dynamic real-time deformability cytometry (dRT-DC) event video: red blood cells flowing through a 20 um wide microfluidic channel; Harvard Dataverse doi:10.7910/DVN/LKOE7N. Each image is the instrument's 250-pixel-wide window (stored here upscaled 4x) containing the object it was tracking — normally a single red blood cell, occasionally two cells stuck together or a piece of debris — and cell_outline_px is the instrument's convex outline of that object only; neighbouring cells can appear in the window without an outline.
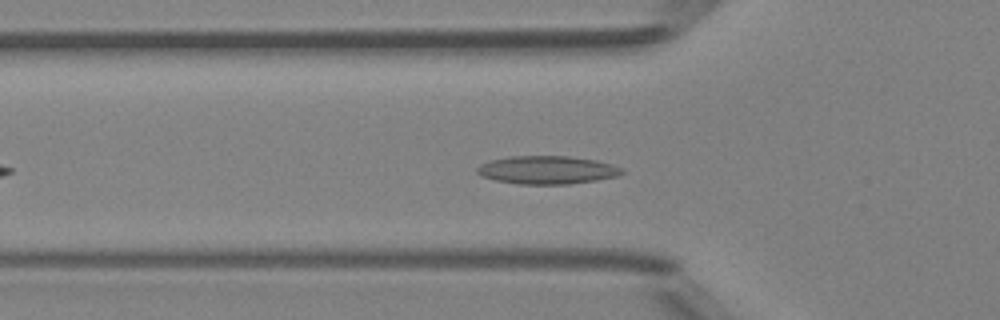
{"species": "Egyptian fruit bat (a non-hibernating species)", "species_latin": "Rousettus aegyptiacus", "temperature_condition": "room temperature", "stored_images_in_passage": 41, "camera_frame_rate_fps": 3000, "um_per_image_px": 0.085, "animal": {"sex": "female"}, "frame": {"image": 1, "passage_image": 8, "time_ms": 2.333, "image_size_px": [1000, 320], "cell_outline_px": [[624, 172], [616, 176], [596, 180], [568, 184], [516, 184], [496, 180], [484, 176], [476, 172], [476, 168], [480, 164], [492, 160], [512, 156], [568, 156], [596, 160], [612, 164], [624, 168]], "centroid_in_image_um": [46.53, 14.44], "position_along_channel_um": 79.3, "area_um2": 23.64}}
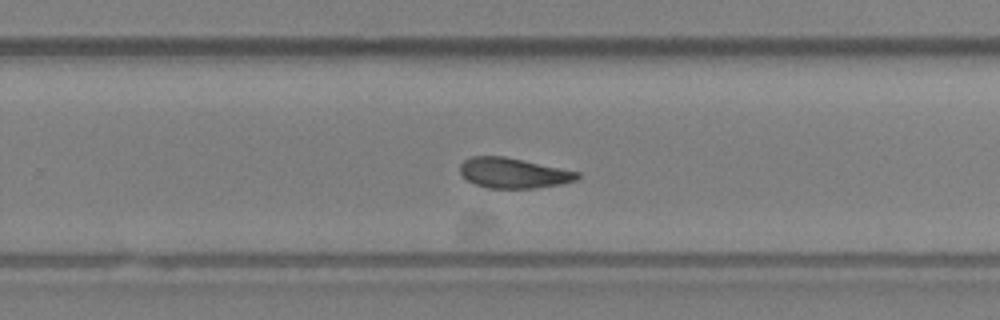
{"frame": {"image": 2, "passage_image": 23, "time_ms": 7.333, "image_size_px": [1000, 320], "cell_outline_px": [[580, 176], [576, 180], [560, 184], [536, 188], [488, 188], [476, 184], [468, 180], [460, 172], [460, 164], [464, 160], [472, 156], [504, 156], [580, 172]], "centroid_in_image_um": [43.64, 14.7], "position_along_channel_um": 286.2, "area_um2": 20.52}}
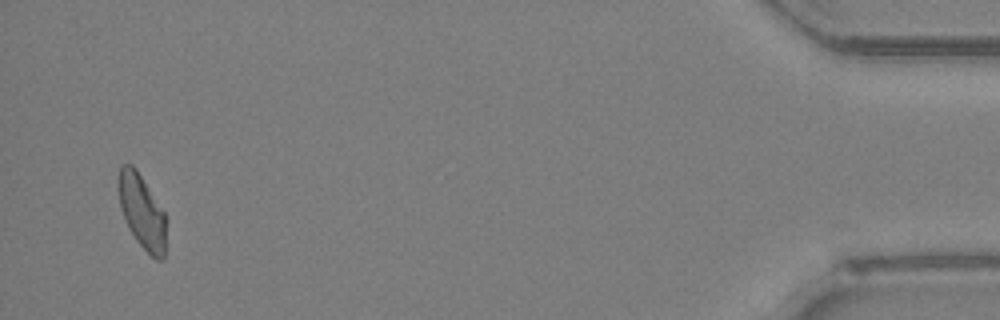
{"frame": {"image": 3, "passage_image": 39, "time_ms": 12.667, "image_size_px": [1000, 320], "cell_outline_px": [[164, 260], [156, 260], [136, 240], [128, 228], [124, 220], [120, 208], [116, 184], [120, 164], [132, 164], [136, 168], [164, 212]], "centroid_in_image_um": [11.99, 17.93], "position_along_channel_um": 423.2, "area_um2": 20.52}, "authors_computed_cell_mechanics": {"area_um2": 21.3282, "velocity_mm_per_s": 4.15, "shape_relaxation_time_tau1_ms": null, "shape_relaxation_time_tau2_ms": 2.5712, "deformation_change_tau1": null, "deformation_change_tau2": 0.0896}}